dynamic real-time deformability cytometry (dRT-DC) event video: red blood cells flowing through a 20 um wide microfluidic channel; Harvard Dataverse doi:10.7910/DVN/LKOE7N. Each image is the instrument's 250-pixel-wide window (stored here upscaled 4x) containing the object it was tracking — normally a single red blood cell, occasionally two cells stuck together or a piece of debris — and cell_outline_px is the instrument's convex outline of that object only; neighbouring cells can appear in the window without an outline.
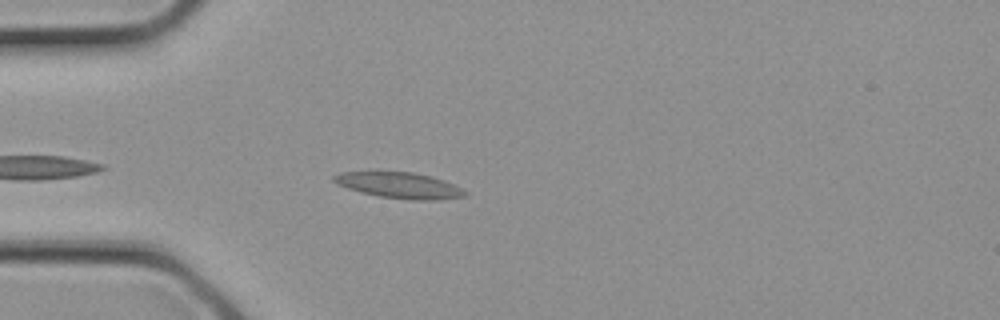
{"species": "common noctule bat (a hibernating species)", "species_latin": "Nyctalus noctula", "temperature_condition": "cold", "stored_images_in_passage": 19, "camera_frame_rate_fps": 3000, "um_per_image_px": 0.085, "animal": {"sex": "female", "body_mass_g": 21.9}, "frame": {"image": 1, "passage_image": 8, "time_ms": 2.333, "image_size_px": [1000, 320], "cell_outline_px": [[468, 196], [436, 200], [412, 200], [380, 196], [360, 192], [336, 184], [332, 180], [332, 176], [340, 172], [412, 172], [432, 176], [444, 180], [468, 192]], "centroid_in_image_um": [33.96, 15.75], "position_along_channel_um": 51.0, "area_um2": 19.77}}
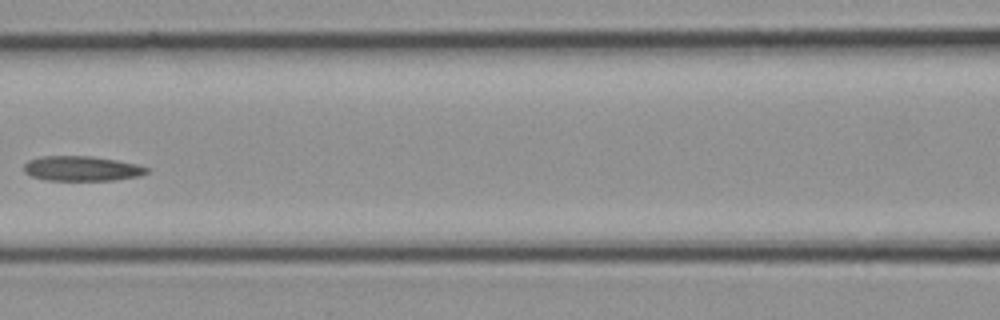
{"frame": {"image": 2, "passage_image": 13, "time_ms": 4.0, "image_size_px": [1000, 320], "cell_outline_px": [[152, 168], [148, 172], [140, 176], [116, 180], [48, 180], [32, 176], [24, 172], [24, 164], [28, 160], [40, 156], [92, 156], [116, 160], [136, 164]], "centroid_in_image_um": [6.98, 14.32], "position_along_channel_um": 159.6, "area_um2": 17.92}}
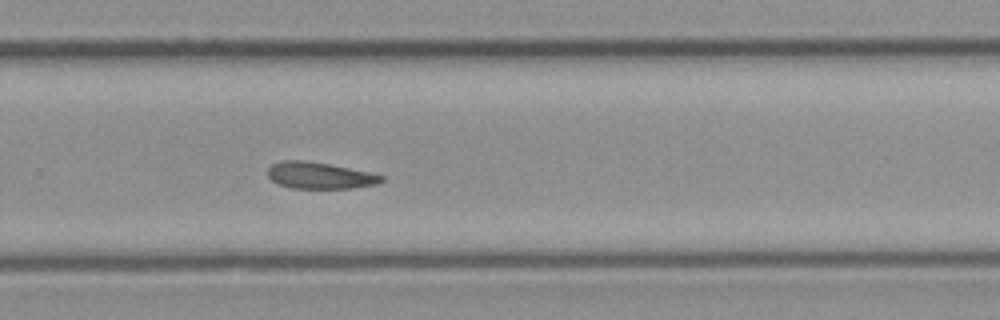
{"frame": {"image": 3, "passage_image": 19, "time_ms": 6.0, "image_size_px": [1000, 320], "cell_outline_px": [[384, 180], [376, 184], [352, 188], [292, 188], [280, 184], [272, 180], [268, 176], [268, 168], [272, 164], [280, 160], [304, 160], [328, 164], [368, 172], [384, 176]], "centroid_in_image_um": [27.15, 14.91], "position_along_channel_um": 302.7, "area_um2": 17.4}}